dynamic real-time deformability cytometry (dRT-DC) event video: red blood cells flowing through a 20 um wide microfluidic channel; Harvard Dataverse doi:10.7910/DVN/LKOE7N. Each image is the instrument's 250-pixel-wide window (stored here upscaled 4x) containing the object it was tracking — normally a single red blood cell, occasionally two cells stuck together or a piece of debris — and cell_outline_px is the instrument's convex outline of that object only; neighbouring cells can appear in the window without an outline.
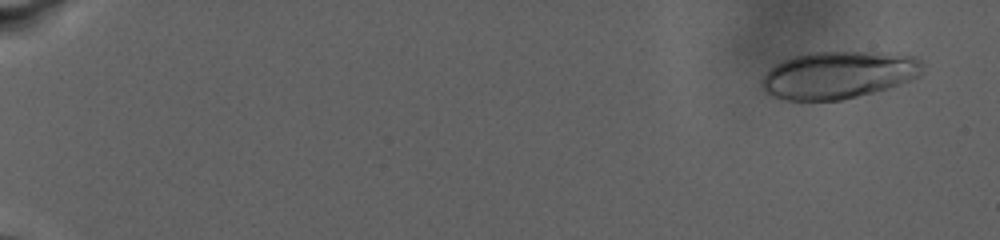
{"species": "human", "species_latin": "Homo sapiens", "temperature_condition": "warm", "stored_images_in_passage": 29, "camera_frame_rate_fps": 3000, "um_per_image_px": 0.085, "donor": {"sex": "male"}, "frame": {"image": 1, "passage_image": 4, "time_ms": 1.333, "image_size_px": [1000, 240], "cell_outline_px": [[924, 72], [920, 76], [900, 84], [888, 88], [840, 100], [784, 100], [772, 96], [760, 88], [760, 80], [776, 64], [784, 60], [796, 56], [812, 52], [868, 52], [916, 56], [920, 60]], "centroid_in_image_um": [71.26, 6.38], "position_along_channel_um": 13.7, "area_um2": 44.16}}
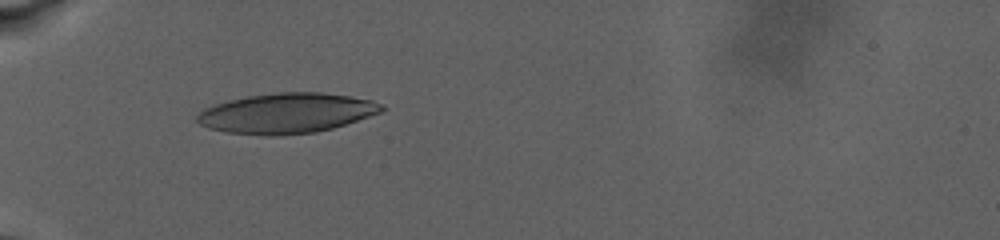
{"frame": {"image": 2, "passage_image": 28, "time_ms": 10.333, "image_size_px": [1000, 240], "cell_outline_px": [[384, 108], [380, 112], [332, 128], [316, 132], [280, 136], [268, 136], [228, 132], [208, 128], [200, 124], [196, 120], [196, 116], [204, 108], [228, 100], [248, 96], [276, 92], [320, 92], [348, 96], [372, 100], [384, 104]], "centroid_in_image_um": [24.33, 9.62], "position_along_channel_um": 60.7, "area_um2": 43.0}}